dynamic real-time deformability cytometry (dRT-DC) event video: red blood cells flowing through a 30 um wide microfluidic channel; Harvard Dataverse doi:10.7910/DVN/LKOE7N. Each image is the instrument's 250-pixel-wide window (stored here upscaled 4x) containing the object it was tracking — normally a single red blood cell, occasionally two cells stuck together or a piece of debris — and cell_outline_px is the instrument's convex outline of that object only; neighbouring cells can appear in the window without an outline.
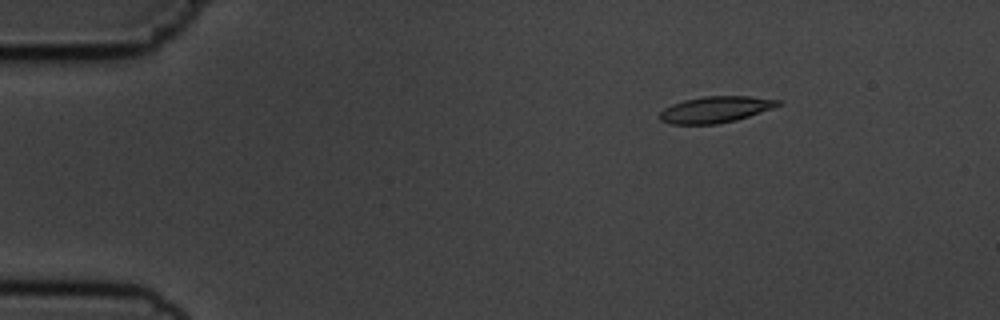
{"species": "common noctule bat (a hibernating species)", "species_latin": "Nyctalus noctula", "temperature_condition": "cold", "stored_images_in_passage": 11, "camera_frame_rate_fps": 3000, "um_per_image_px": 0.085, "animal": {"sex": "male", "body_mass_g": 19.5, "forearm_length_mm": 54.6}, "frame": {"image": 1, "passage_image": 3, "time_ms": 2.333, "image_size_px": [1000, 320], "cell_outline_px": [[784, 104], [736, 120], [716, 124], [672, 124], [660, 120], [660, 112], [664, 108], [672, 104], [684, 100], [704, 96], [748, 96], [780, 100]], "centroid_in_image_um": [60.82, 9.3], "position_along_channel_um": 24.2, "area_um2": 18.03}}
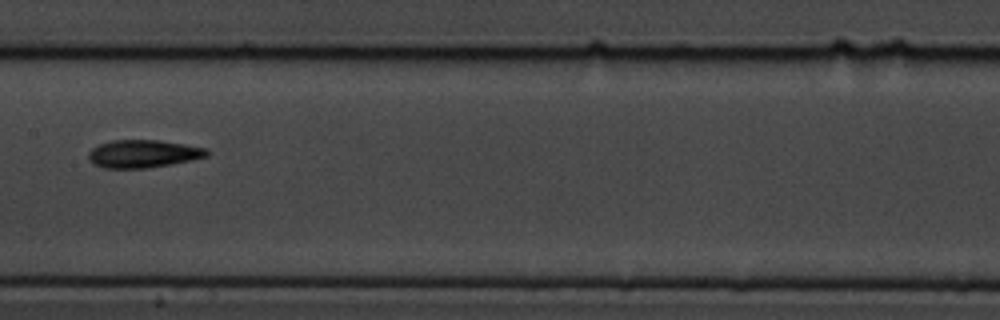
{"frame": {"image": 2, "passage_image": 8, "time_ms": 9.0, "image_size_px": [1000, 320], "cell_outline_px": [[208, 156], [192, 160], [172, 164], [148, 168], [104, 168], [92, 164], [88, 160], [88, 152], [92, 148], [100, 144], [112, 140], [156, 140], [184, 144], [208, 148]], "centroid_in_image_um": [12.15, 13.08], "position_along_channel_um": 195.2, "area_um2": 19.31}}
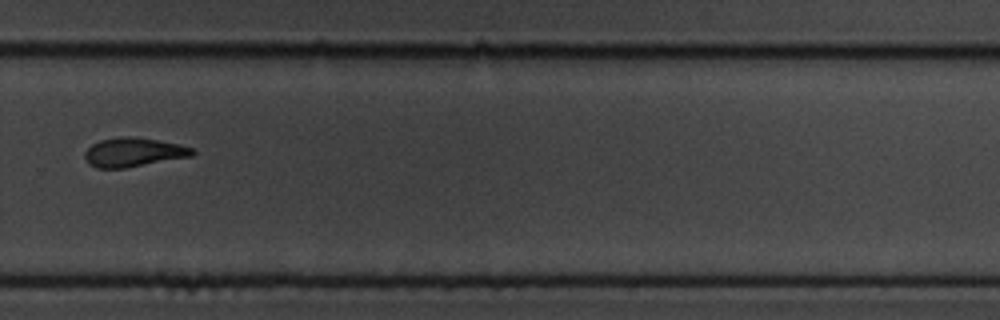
{"frame": {"image": 3, "passage_image": 11, "time_ms": 12.333, "image_size_px": [1000, 320], "cell_outline_px": [[196, 152], [192, 156], [124, 168], [96, 168], [88, 164], [84, 156], [84, 152], [92, 144], [100, 140], [128, 136], [132, 136], [180, 144], [192, 148]], "centroid_in_image_um": [11.33, 12.95], "position_along_channel_um": 318.5, "area_um2": 18.09}}